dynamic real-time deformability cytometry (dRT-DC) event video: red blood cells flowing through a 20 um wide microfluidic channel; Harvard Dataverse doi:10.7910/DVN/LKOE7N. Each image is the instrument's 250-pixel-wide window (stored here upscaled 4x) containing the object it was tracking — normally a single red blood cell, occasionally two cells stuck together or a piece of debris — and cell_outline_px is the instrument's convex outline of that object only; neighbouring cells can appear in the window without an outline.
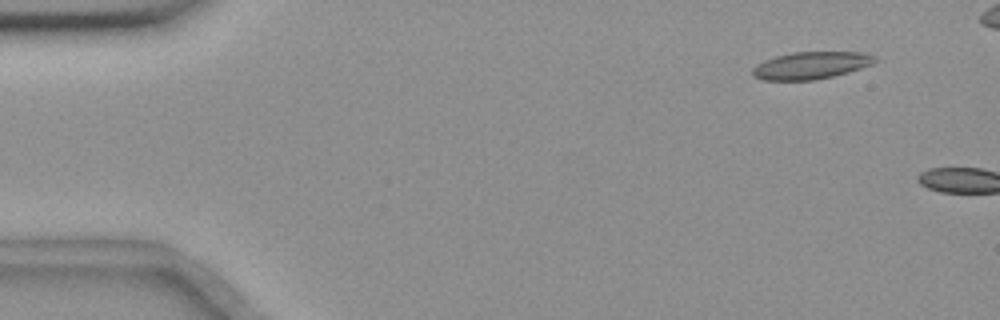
{"species": "common noctule bat (a hibernating species)", "species_latin": "Nyctalus noctula", "temperature_condition": "room temperature", "stored_images_in_passage": 7, "camera_frame_rate_fps": 3000, "um_per_image_px": 0.085, "animal": {"sex": "female", "body_mass_g": 18.4}, "frame": {"image": 1, "passage_image": 5, "time_ms": 1.333, "image_size_px": [1000, 320], "cell_outline_px": [[876, 60], [872, 64], [848, 72], [816, 80], [760, 80], [752, 76], [752, 68], [756, 64], [764, 60], [776, 56], [792, 52], [860, 52], [872, 56]], "centroid_in_image_um": [68.85, 5.57], "position_along_channel_um": 16.2, "area_um2": 19.36}}